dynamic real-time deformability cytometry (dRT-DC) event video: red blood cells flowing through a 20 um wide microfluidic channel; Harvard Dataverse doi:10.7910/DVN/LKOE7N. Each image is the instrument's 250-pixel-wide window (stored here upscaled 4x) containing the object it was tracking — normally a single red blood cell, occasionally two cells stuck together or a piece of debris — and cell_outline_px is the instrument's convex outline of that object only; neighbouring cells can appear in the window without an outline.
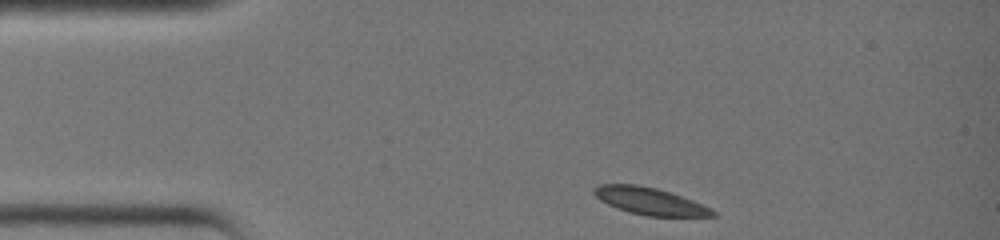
{"species": "common noctule bat (a hibernating species)", "species_latin": "Nyctalus noctula", "temperature_condition": "warm", "stored_images_in_passage": 29, "camera_frame_rate_fps": 3000, "um_per_image_px": 0.085, "animal": {"sex": "female", "body_mass_g": 19.0, "forearm_length_mm": 51.5}, "frame": {"image": 1, "passage_image": 1, "time_ms": 0.0, "image_size_px": [1000, 240], "cell_outline_px": [[716, 216], [644, 216], [628, 212], [616, 208], [600, 200], [592, 192], [592, 188], [600, 184], [636, 184], [656, 188], [692, 200], [712, 208], [716, 212]], "centroid_in_image_um": [55.21, 17.1], "position_along_channel_um": 29.8, "area_um2": 18.73}}
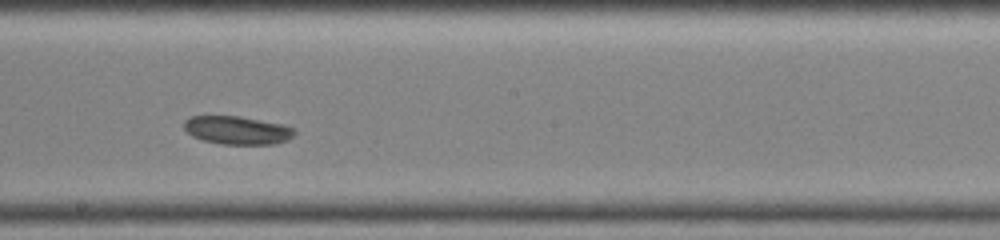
{"frame": {"image": 2, "passage_image": 16, "time_ms": 5.0, "image_size_px": [1000, 240], "cell_outline_px": [[296, 132], [288, 140], [276, 144], [220, 144], [204, 140], [192, 136], [184, 128], [184, 120], [188, 116], [240, 116], [284, 124], [296, 128]], "centroid_in_image_um": [20.2, 11.06], "position_along_channel_um": 228.0, "area_um2": 18.38}}
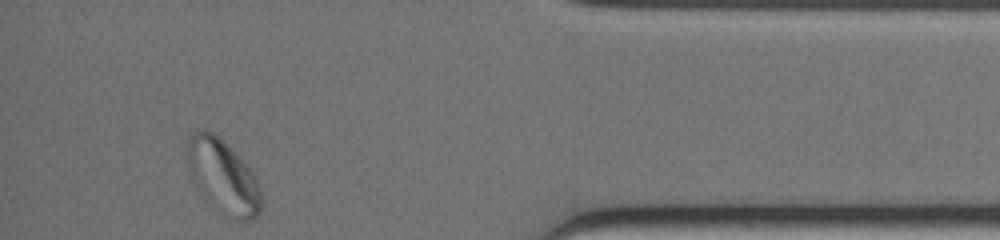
{"frame": {"image": 3, "passage_image": 29, "time_ms": 9.333, "image_size_px": [1000, 240], "cell_outline_px": [[260, 212], [252, 220], [236, 220], [228, 216], [204, 200], [196, 184], [184, 148], [188, 136], [196, 128], [204, 128], [212, 132], [252, 172], [260, 188]], "centroid_in_image_um": [18.9, 14.99], "position_along_channel_um": 416.3, "area_um2": 31.1}}